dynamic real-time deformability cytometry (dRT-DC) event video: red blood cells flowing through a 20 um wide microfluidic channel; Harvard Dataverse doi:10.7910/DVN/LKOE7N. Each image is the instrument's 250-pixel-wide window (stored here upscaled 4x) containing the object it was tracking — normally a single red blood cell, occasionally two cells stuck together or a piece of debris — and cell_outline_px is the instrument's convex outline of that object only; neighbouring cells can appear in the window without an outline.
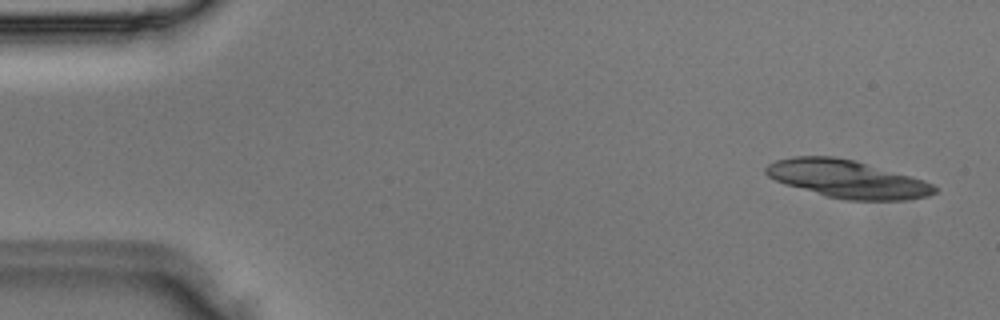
{"species": "Egyptian fruit bat (a non-hibernating species)", "species_latin": "Rousettus aegyptiacus", "temperature_condition": "room temperature", "stored_images_in_passage": 3, "camera_frame_rate_fps": 3000, "um_per_image_px": 0.085, "animal": {"sex": "male"}, "frame": {"image": 1, "passage_image": 1, "time_ms": 0.0, "image_size_px": [1000, 320], "cell_outline_px": [[936, 192], [928, 196], [904, 200], [848, 200], [828, 196], [784, 184], [768, 176], [764, 172], [764, 168], [768, 164], [776, 160], [792, 156], [832, 156], [852, 160], [924, 180], [932, 184], [936, 188]], "centroid_in_image_um": [71.97, 15.21], "position_along_channel_um": 13.0, "area_um2": 36.65}}